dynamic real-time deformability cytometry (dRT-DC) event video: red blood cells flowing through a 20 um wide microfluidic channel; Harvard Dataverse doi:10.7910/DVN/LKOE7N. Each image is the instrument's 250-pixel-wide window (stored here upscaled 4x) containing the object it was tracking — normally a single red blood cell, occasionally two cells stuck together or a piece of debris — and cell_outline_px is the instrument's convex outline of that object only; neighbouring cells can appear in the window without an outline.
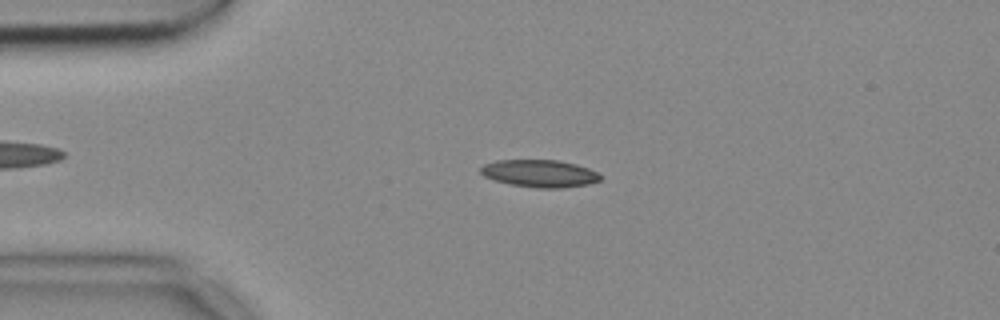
{"species": "common noctule bat (a hibernating species)", "species_latin": "Nyctalus noctula", "temperature_condition": "cold", "stored_images_in_passage": 48, "camera_frame_rate_fps": 3000, "um_per_image_px": 0.085, "animal": {"sex": "female", "body_mass_g": 18.4}, "frame": {"image": 1, "passage_image": 6, "time_ms": 1.667, "image_size_px": [1000, 320], "cell_outline_px": [[600, 180], [588, 184], [560, 188], [536, 188], [512, 184], [496, 180], [484, 176], [480, 172], [480, 168], [484, 164], [496, 160], [556, 160], [576, 164], [588, 168], [596, 172], [600, 176]], "centroid_in_image_um": [45.86, 14.74], "position_along_channel_um": 39.1, "area_um2": 18.9}}
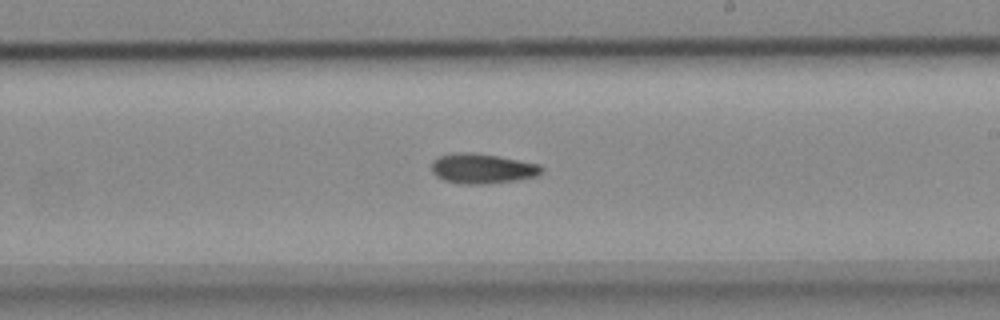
{"frame": {"image": 2, "passage_image": 25, "time_ms": 8.0, "image_size_px": [1000, 320], "cell_outline_px": [[544, 172], [536, 176], [516, 180], [488, 184], [460, 184], [444, 180], [436, 176], [432, 172], [432, 160], [440, 156], [460, 152], [472, 152], [496, 156], [540, 164], [544, 168]], "centroid_in_image_um": [41.0, 14.34], "position_along_channel_um": 248.0, "area_um2": 19.25}}
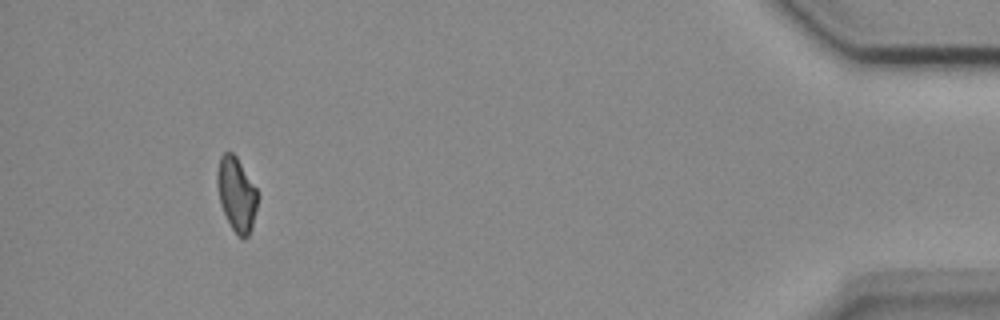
{"frame": {"image": 3, "passage_image": 44, "time_ms": 14.333, "image_size_px": [1000, 320], "cell_outline_px": [[256, 208], [252, 228], [248, 236], [244, 240], [232, 228], [224, 212], [220, 200], [216, 184], [216, 172], [220, 156], [224, 152], [232, 152], [236, 156], [256, 188]], "centroid_in_image_um": [20.08, 16.48], "position_along_channel_um": 415.1, "area_um2": 17.11}}